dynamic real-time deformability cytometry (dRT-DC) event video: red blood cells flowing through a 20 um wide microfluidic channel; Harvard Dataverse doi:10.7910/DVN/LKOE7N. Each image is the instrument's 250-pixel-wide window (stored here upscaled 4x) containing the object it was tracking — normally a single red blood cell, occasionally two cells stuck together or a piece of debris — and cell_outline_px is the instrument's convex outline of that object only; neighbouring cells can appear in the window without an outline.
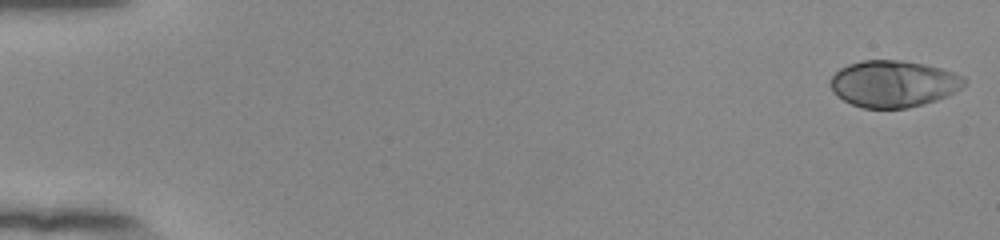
{"species": "human", "species_latin": "Homo sapiens", "temperature_condition": "room temperature", "stored_images_in_passage": 53, "camera_frame_rate_fps": 3000, "um_per_image_px": 0.085, "donor": {"sex": "female"}, "frame": {"image": 1, "passage_image": 1, "time_ms": 0.0, "image_size_px": [1000, 240], "cell_outline_px": [[968, 80], [956, 92], [948, 96], [924, 104], [908, 108], [864, 108], [852, 104], [836, 96], [828, 84], [828, 80], [840, 68], [848, 64], [860, 60], [904, 60], [924, 64], [940, 68], [964, 76]], "centroid_in_image_um": [75.93, 7.12], "position_along_channel_um": 9.1, "area_um2": 36.76}}
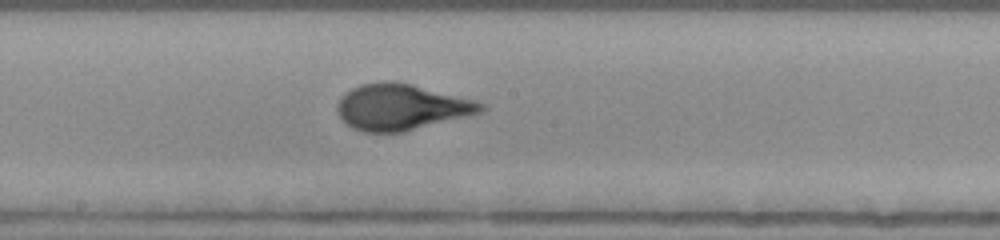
{"frame": {"image": 2, "passage_image": 30, "time_ms": 9.667, "image_size_px": [1000, 240], "cell_outline_px": [[488, 108], [480, 112], [404, 132], [364, 132], [352, 128], [336, 112], [336, 108], [340, 96], [352, 88], [360, 84], [412, 84], [472, 100], [484, 104]], "centroid_in_image_um": [34.07, 9.14], "position_along_channel_um": 214.1, "area_um2": 37.4}}
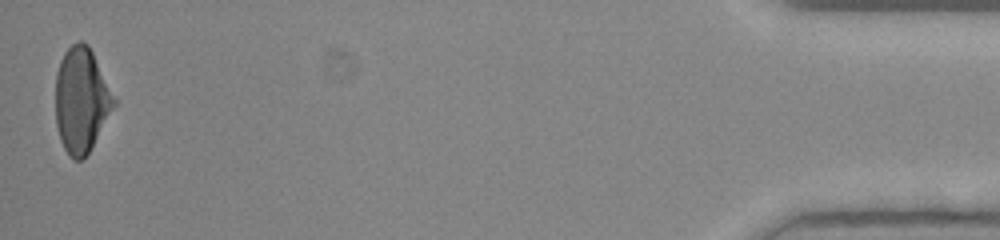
{"frame": {"image": 3, "passage_image": 53, "time_ms": 17.333, "image_size_px": [1000, 240], "cell_outline_px": [[116, 104], [88, 152], [80, 160], [76, 160], [68, 156], [60, 140], [56, 124], [56, 72], [60, 60], [64, 52], [72, 44], [80, 40], [88, 44], [116, 100]], "centroid_in_image_um": [6.89, 8.49], "position_along_channel_um": 428.3, "area_um2": 35.32}, "authors_computed_cell_mechanics": {"area_um2": 36.6452, "velocity_mm_per_s": 3.9008, "shape_relaxation_time_tau1_ms": 4.7509, "shape_relaxation_time_tau2_ms": null, "deformation_change_tau1": 0.2155, "deformation_change_tau2": null}}